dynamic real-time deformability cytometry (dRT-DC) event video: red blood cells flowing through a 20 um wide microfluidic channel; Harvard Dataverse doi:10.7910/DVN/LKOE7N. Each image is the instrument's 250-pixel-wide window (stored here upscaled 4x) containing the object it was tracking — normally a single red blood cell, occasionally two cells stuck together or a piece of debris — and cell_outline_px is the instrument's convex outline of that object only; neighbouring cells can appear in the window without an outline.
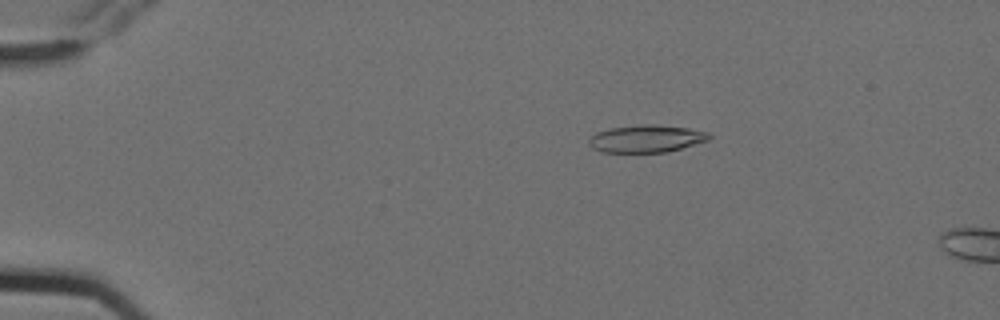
{"species": "Egyptian fruit bat (a non-hibernating species)", "species_latin": "Rousettus aegyptiacus", "temperature_condition": "cold", "stored_images_in_passage": 2, "camera_frame_rate_fps": 3000, "um_per_image_px": 0.085, "animal": {"sex": "female"}, "frame": {"image": 1, "passage_image": 1, "time_ms": 0.0, "image_size_px": [1000, 320], "cell_outline_px": [[712, 136], [708, 140], [668, 152], [600, 152], [592, 148], [588, 144], [588, 140], [596, 132], [612, 128], [640, 124], [656, 124], [688, 128], [708, 132]], "centroid_in_image_um": [54.93, 11.78], "position_along_channel_um": 30.1, "area_um2": 19.25}}